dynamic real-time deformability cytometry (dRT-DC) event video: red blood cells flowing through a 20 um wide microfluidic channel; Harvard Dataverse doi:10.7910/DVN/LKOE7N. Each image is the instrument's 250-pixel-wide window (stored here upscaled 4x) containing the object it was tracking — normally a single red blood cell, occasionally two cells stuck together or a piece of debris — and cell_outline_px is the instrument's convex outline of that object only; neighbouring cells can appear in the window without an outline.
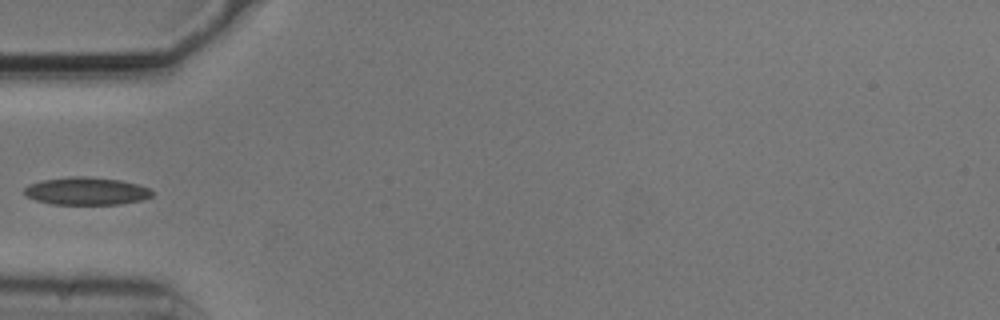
{"species": "common noctule bat (a hibernating species)", "species_latin": "Nyctalus noctula", "temperature_condition": "cold", "stored_images_in_passage": 6, "camera_frame_rate_fps": 3000, "um_per_image_px": 0.085, "animal": {"sex": "male", "body_mass_g": 20.5, "forearm_length_mm": 52.5}, "frame": {"image": 1, "passage_image": 5, "time_ms": 1.333, "image_size_px": [1000, 320], "cell_outline_px": [[152, 196], [144, 200], [120, 204], [52, 204], [36, 200], [24, 196], [24, 188], [40, 180], [68, 176], [88, 176], [120, 180], [136, 184], [148, 188], [152, 192]], "centroid_in_image_um": [7.32, 16.24], "position_along_channel_um": 77.7, "area_um2": 20.69}}
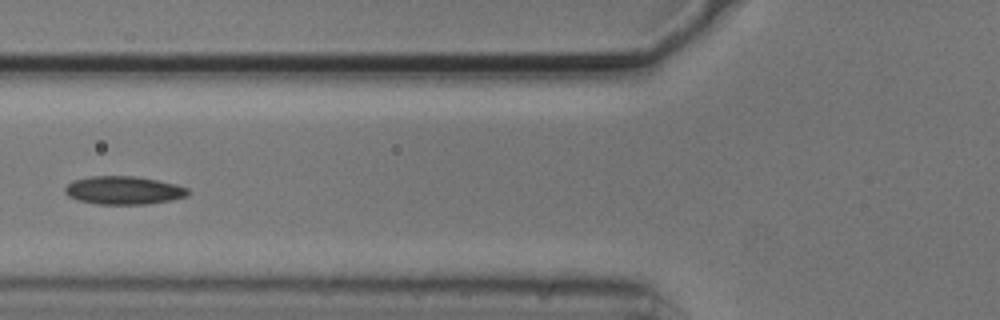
{"frame": {"image": 2, "passage_image": 6, "time_ms": 1.667, "image_size_px": [1000, 320], "cell_outline_px": [[188, 196], [172, 200], [148, 204], [96, 204], [76, 200], [68, 196], [64, 192], [64, 188], [72, 180], [88, 176], [136, 176], [176, 184], [188, 188]], "centroid_in_image_um": [10.48, 16.18], "position_along_channel_um": 115.3, "area_um2": 20.4}}